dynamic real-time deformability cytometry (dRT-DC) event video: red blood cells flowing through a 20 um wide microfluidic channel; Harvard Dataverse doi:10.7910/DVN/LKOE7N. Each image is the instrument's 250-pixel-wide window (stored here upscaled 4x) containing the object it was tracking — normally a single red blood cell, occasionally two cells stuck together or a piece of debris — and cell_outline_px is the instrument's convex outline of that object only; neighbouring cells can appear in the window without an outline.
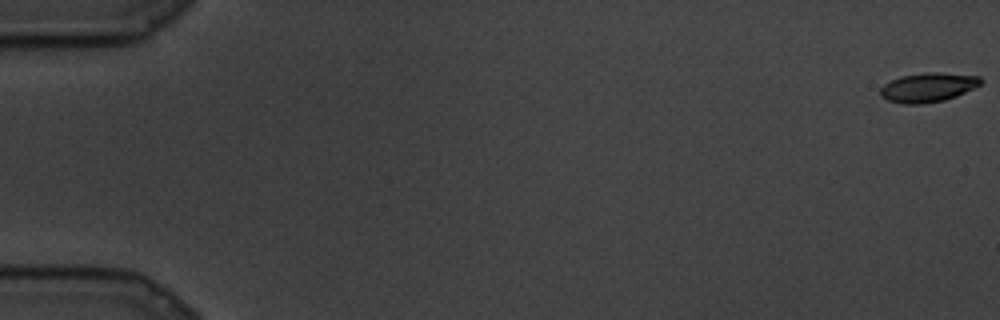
{"species": "common noctule bat (a hibernating species)", "species_latin": "Nyctalus noctula", "temperature_condition": "cold", "stored_images_in_passage": 85, "camera_frame_rate_fps": 3000, "um_per_image_px": 0.085, "animal": {"sex": "male", "body_mass_g": 19.5, "forearm_length_mm": 54.6}, "frame": {"image": 1, "passage_image": 1, "time_ms": 0.0, "image_size_px": [1000, 320], "cell_outline_px": [[984, 80], [980, 84], [956, 96], [944, 100], [920, 104], [904, 104], [888, 100], [880, 96], [880, 88], [884, 84], [900, 76], [924, 72], [940, 72], [980, 76]], "centroid_in_image_um": [78.87, 7.41], "position_along_channel_um": 6.1, "area_um2": 17.11}}
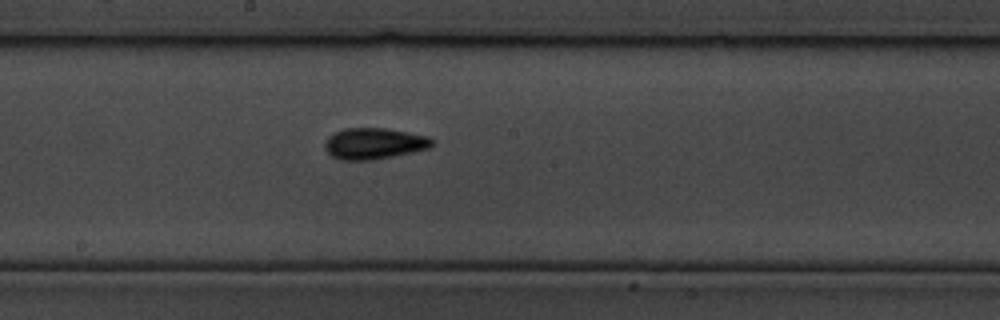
{"frame": {"image": 2, "passage_image": 49, "time_ms": 16.0, "image_size_px": [1000, 320], "cell_outline_px": [[432, 144], [428, 148], [412, 152], [372, 160], [340, 160], [332, 156], [324, 148], [324, 144], [328, 136], [344, 128], [384, 128], [408, 132], [428, 136], [432, 140]], "centroid_in_image_um": [31.76, 12.2], "position_along_channel_um": 216.4, "area_um2": 19.36}}
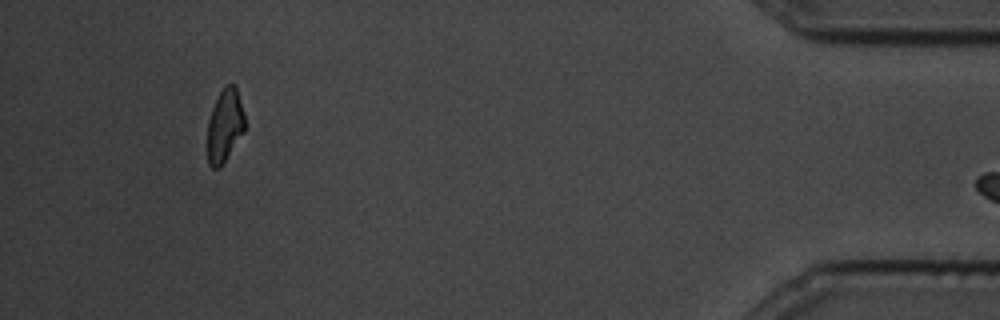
{"frame": {"image": 3, "passage_image": 83, "time_ms": 27.333, "image_size_px": [1000, 320], "cell_outline_px": [[244, 132], [220, 168], [212, 168], [208, 164], [208, 120], [212, 108], [224, 84], [236, 84], [244, 112]], "centroid_in_image_um": [19.11, 10.65], "position_along_channel_um": 416.1, "area_um2": 15.95}}